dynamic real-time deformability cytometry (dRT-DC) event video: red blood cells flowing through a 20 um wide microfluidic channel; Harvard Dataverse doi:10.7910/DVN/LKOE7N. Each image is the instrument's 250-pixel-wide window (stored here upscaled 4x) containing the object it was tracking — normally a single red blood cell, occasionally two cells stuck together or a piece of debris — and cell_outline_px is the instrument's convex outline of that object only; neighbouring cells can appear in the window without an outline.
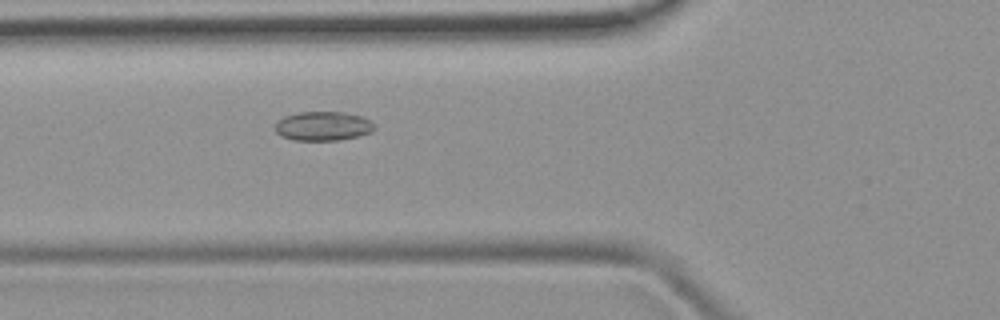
{"species": "common noctule bat (a hibernating species)", "species_latin": "Nyctalus noctula", "temperature_condition": "room temperature", "stored_images_in_passage": 7, "camera_frame_rate_fps": 3000, "um_per_image_px": 0.085, "animal": {"sex": "female", "body_mass_g": 19.9}, "frame": {"image": 1, "passage_image": 7, "time_ms": 7.0, "image_size_px": [1000, 320], "cell_outline_px": [[376, 128], [372, 132], [340, 140], [292, 140], [280, 136], [276, 132], [276, 120], [284, 116], [300, 112], [340, 112], [360, 116], [368, 120]], "centroid_in_image_um": [27.41, 10.72], "position_along_channel_um": 98.4, "area_um2": 16.76}}